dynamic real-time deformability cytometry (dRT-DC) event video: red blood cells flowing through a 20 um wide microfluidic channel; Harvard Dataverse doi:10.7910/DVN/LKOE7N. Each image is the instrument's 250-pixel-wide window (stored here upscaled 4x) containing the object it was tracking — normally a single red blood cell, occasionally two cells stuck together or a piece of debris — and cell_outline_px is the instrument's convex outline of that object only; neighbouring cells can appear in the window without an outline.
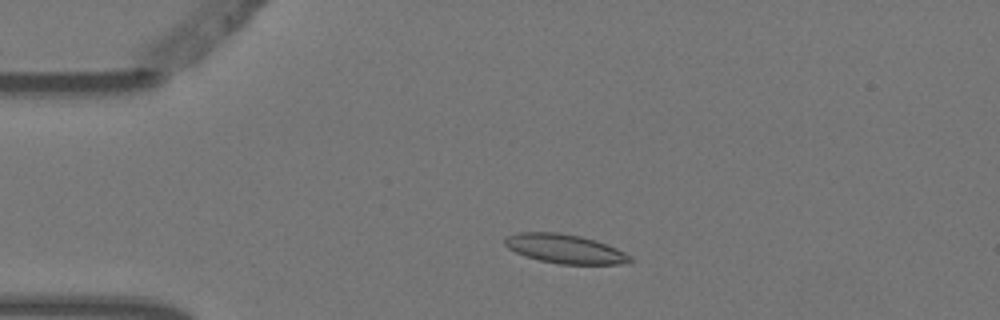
{"species": "Egyptian fruit bat (a non-hibernating species)", "species_latin": "Rousettus aegyptiacus", "temperature_condition": "warm", "stored_images_in_passage": 3, "camera_frame_rate_fps": 3000, "um_per_image_px": 0.085, "animal": {"sex": "female"}, "frame": {"image": 1, "passage_image": 2, "time_ms": 0.333, "image_size_px": [1000, 320], "cell_outline_px": [[636, 260], [620, 264], [560, 264], [540, 260], [524, 256], [508, 248], [504, 244], [504, 240], [508, 236], [516, 232], [556, 232], [580, 236], [596, 240], [616, 248], [632, 256]], "centroid_in_image_um": [48.03, 21.15], "position_along_channel_um": 37.0, "area_um2": 21.27}}